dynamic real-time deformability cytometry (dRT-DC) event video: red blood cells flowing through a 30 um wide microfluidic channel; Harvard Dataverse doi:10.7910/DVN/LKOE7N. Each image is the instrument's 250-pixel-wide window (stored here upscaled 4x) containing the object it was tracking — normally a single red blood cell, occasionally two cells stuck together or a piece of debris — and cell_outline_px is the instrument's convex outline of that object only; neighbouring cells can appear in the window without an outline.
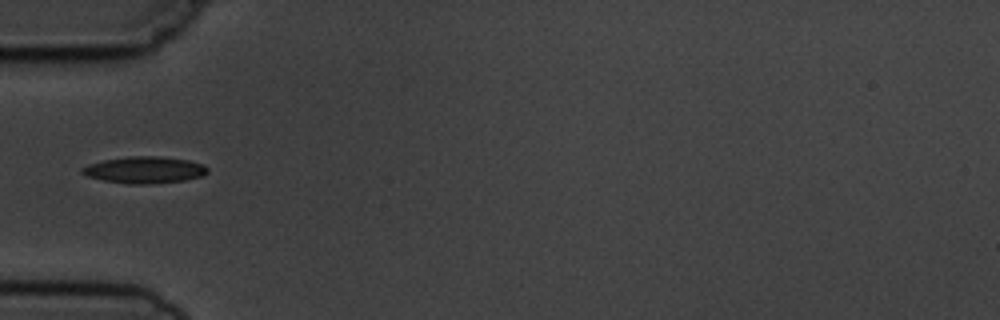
{"species": "common noctule bat (a hibernating species)", "species_latin": "Nyctalus noctula", "temperature_condition": "cold", "stored_images_in_passage": 10, "camera_frame_rate_fps": 3000, "um_per_image_px": 0.085, "animal": {"sex": "male", "body_mass_g": 19.5, "forearm_length_mm": 54.6}, "frame": {"image": 1, "passage_image": 4, "time_ms": 3.667, "image_size_px": [1000, 320], "cell_outline_px": [[208, 172], [200, 176], [184, 180], [152, 184], [128, 184], [104, 180], [88, 176], [80, 172], [80, 168], [88, 164], [104, 160], [128, 156], [160, 156], [188, 160], [204, 164], [208, 168]], "centroid_in_image_um": [12.28, 14.44], "position_along_channel_um": 72.7, "area_um2": 19.54}}
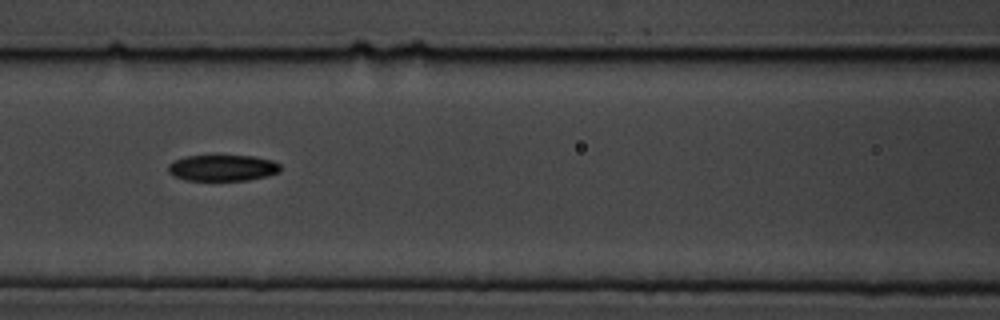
{"frame": {"image": 2, "passage_image": 6, "time_ms": 5.667, "image_size_px": [1000, 320], "cell_outline_px": [[280, 172], [268, 176], [248, 180], [184, 180], [172, 176], [168, 172], [168, 164], [176, 160], [188, 156], [256, 156], [272, 160], [280, 164]], "centroid_in_image_um": [18.93, 14.28], "position_along_channel_um": 147.7, "area_um2": 17.17}}
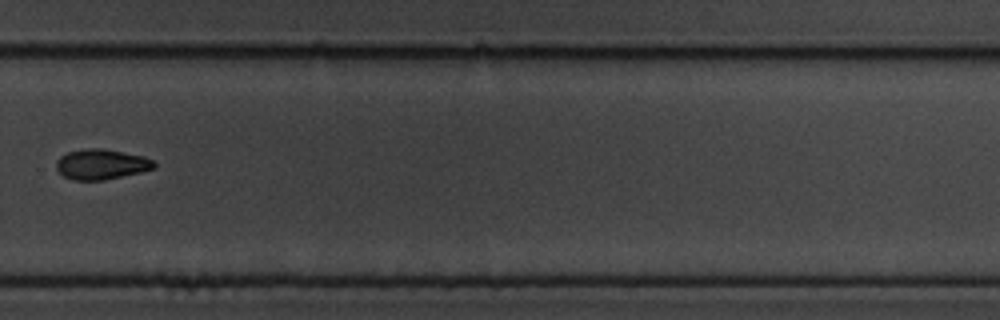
{"frame": {"image": 3, "passage_image": 10, "time_ms": 10.333, "image_size_px": [1000, 320], "cell_outline_px": [[156, 168], [140, 172], [104, 180], [72, 180], [64, 176], [56, 168], [56, 160], [60, 156], [68, 152], [84, 148], [104, 148], [144, 156], [152, 160], [156, 164]], "centroid_in_image_um": [8.61, 13.95], "position_along_channel_um": 321.2, "area_um2": 17.34}}